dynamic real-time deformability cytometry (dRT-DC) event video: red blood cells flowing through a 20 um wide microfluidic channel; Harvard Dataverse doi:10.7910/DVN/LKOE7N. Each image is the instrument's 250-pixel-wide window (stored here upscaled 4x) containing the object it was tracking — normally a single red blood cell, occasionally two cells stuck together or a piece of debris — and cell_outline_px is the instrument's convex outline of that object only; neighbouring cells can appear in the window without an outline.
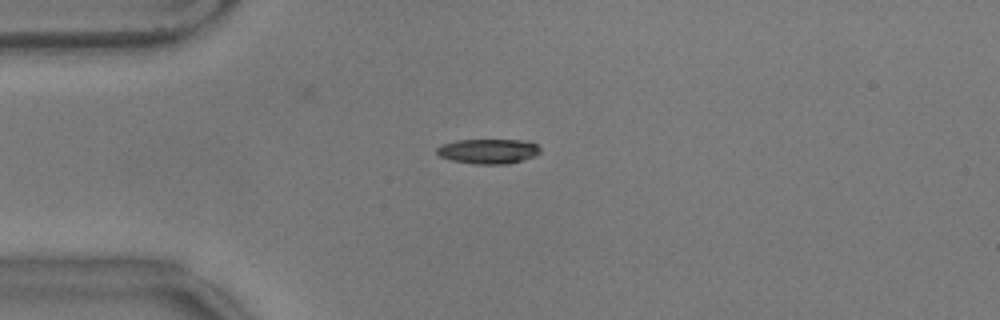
{"species": "common noctule bat (a hibernating species)", "species_latin": "Nyctalus noctula", "temperature_condition": "warm", "stored_images_in_passage": 43, "camera_frame_rate_fps": 3000, "um_per_image_px": 0.085, "animal": {"sex": "male", "body_mass_g": 17.9}, "frame": {"image": 1, "passage_image": 7, "time_ms": 2.0, "image_size_px": [1000, 320], "cell_outline_px": [[540, 152], [524, 160], [508, 164], [476, 164], [452, 160], [440, 156], [436, 152], [436, 148], [444, 144], [456, 140], [520, 140], [536, 144], [540, 148]], "centroid_in_image_um": [41.49, 12.86], "position_along_channel_um": 43.5, "area_um2": 14.8}}
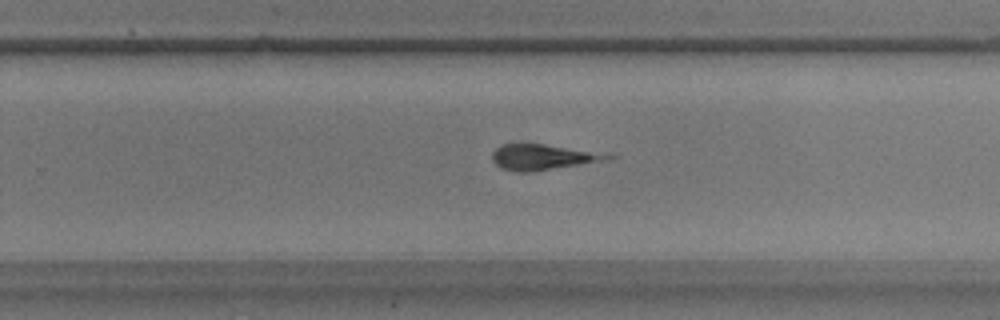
{"frame": {"image": 2, "passage_image": 29, "time_ms": 9.333, "image_size_px": [1000, 320], "cell_outline_px": [[616, 156], [612, 160], [528, 172], [512, 172], [500, 168], [492, 160], [492, 152], [500, 144], [524, 140], [616, 152]], "centroid_in_image_um": [46.29, 13.27], "position_along_channel_um": 283.5, "area_um2": 19.19}}
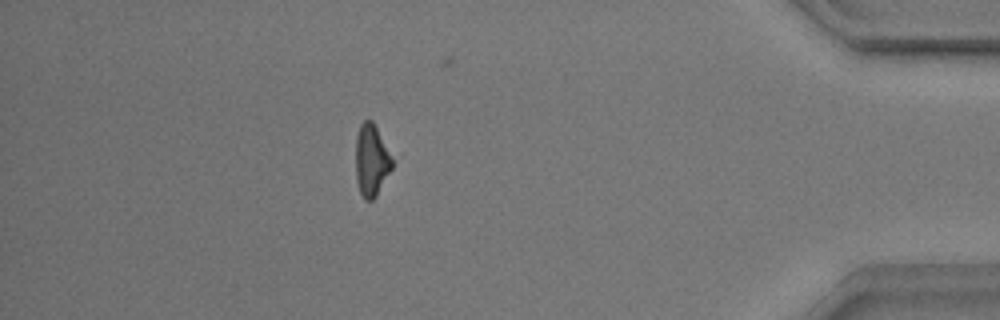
{"frame": {"image": 3, "passage_image": 43, "time_ms": 14.0, "image_size_px": [1000, 320], "cell_outline_px": [[392, 168], [376, 196], [372, 200], [364, 200], [360, 192], [356, 180], [356, 136], [360, 124], [364, 120], [372, 120], [392, 160]], "centroid_in_image_um": [31.54, 13.65], "position_along_channel_um": 403.7, "area_um2": 14.91}}